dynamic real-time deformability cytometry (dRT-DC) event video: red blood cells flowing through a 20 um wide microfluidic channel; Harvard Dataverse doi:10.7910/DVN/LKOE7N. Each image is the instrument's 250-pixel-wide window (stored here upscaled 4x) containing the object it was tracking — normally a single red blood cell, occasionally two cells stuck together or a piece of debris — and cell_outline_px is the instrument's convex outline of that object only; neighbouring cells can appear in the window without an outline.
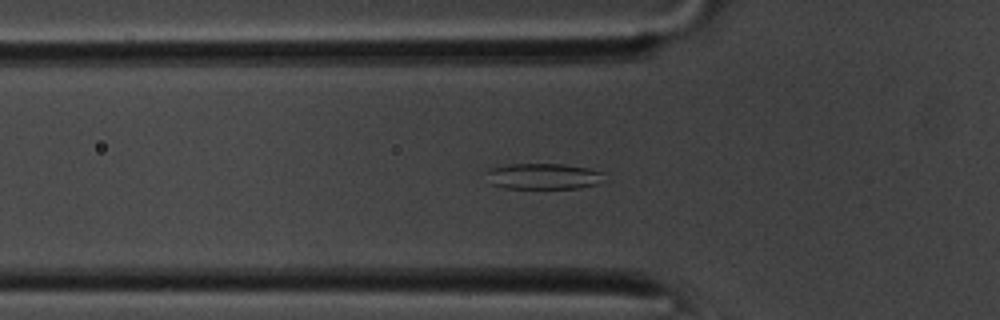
{"species": "common noctule bat (a hibernating species)", "species_latin": "Nyctalus noctula", "temperature_condition": "room temperature", "stored_images_in_passage": 54, "segment_of_instrument_passage": [1, 2], "camera_frame_rate_fps": 3000, "um_per_image_px": 0.085, "animal": {"sex": "male", "body_mass_g": 20.1, "forearm_length_mm": 53.5}, "frame": {"image": 1, "passage_image": 17, "time_ms": 5.333, "image_size_px": [1000, 320], "cell_outline_px": [[604, 172], [596, 184], [580, 188], [504, 188], [492, 184], [488, 172], [492, 168], [508, 164], [564, 164], [588, 168]], "centroid_in_image_um": [46.2, 14.98], "position_along_channel_um": 79.6, "area_um2": 17.4}}
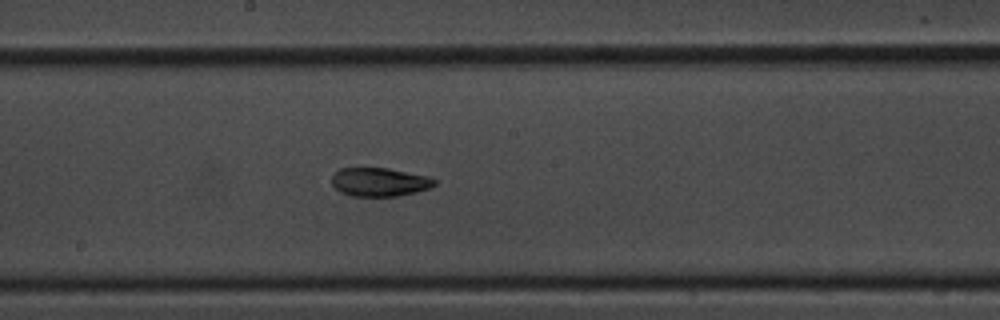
{"frame": {"image": 2, "passage_image": 28, "time_ms": 9.0, "image_size_px": [1000, 320], "cell_outline_px": [[436, 184], [432, 188], [416, 192], [396, 196], [352, 196], [340, 192], [332, 184], [332, 176], [340, 168], [388, 168], [428, 176], [436, 180]], "centroid_in_image_um": [32.28, 15.47], "position_along_channel_um": 215.9, "area_um2": 17.17}}
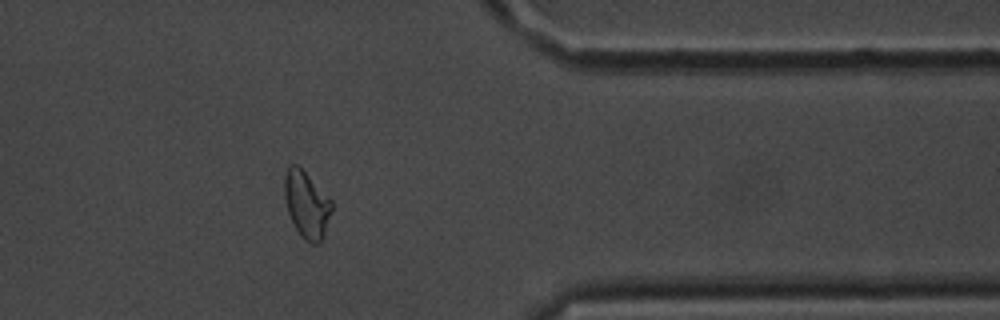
{"frame": {"image": 3, "passage_image": 43, "time_ms": 14.0, "image_size_px": [1000, 320], "cell_outline_px": [[332, 212], [324, 236], [320, 244], [312, 244], [304, 240], [300, 236], [288, 212], [284, 200], [284, 176], [288, 168], [292, 164], [296, 164], [332, 200]], "centroid_in_image_um": [26.07, 17.43], "position_along_channel_um": 385.3, "area_um2": 18.38}}